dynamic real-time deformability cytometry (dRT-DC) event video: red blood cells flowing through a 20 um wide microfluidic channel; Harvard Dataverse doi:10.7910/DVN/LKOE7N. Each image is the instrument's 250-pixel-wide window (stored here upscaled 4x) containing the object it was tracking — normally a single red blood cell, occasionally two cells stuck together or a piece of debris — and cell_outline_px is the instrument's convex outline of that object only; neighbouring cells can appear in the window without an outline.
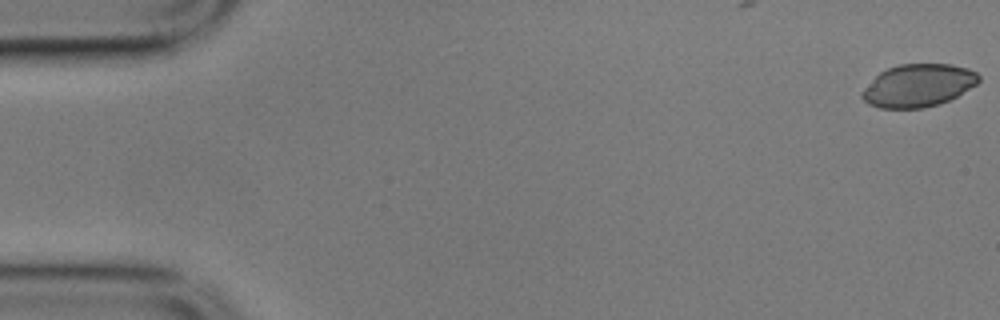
{"species": "common noctule bat (a hibernating species)", "species_latin": "Nyctalus noctula", "temperature_condition": "cold", "stored_images_in_passage": 12, "camera_frame_rate_fps": 3000, "um_per_image_px": 0.085, "animal": {"sex": "male", "body_mass_g": 17.9}, "frame": {"image": 1, "passage_image": 1, "time_ms": 0.0, "image_size_px": [1000, 320], "cell_outline_px": [[980, 80], [976, 84], [956, 96], [940, 104], [924, 108], [880, 108], [868, 104], [860, 96], [860, 92], [880, 72], [888, 68], [900, 64], [952, 64], [968, 68], [976, 72], [980, 76]], "centroid_in_image_um": [78.04, 7.27], "position_along_channel_um": 7.0, "area_um2": 29.02}}